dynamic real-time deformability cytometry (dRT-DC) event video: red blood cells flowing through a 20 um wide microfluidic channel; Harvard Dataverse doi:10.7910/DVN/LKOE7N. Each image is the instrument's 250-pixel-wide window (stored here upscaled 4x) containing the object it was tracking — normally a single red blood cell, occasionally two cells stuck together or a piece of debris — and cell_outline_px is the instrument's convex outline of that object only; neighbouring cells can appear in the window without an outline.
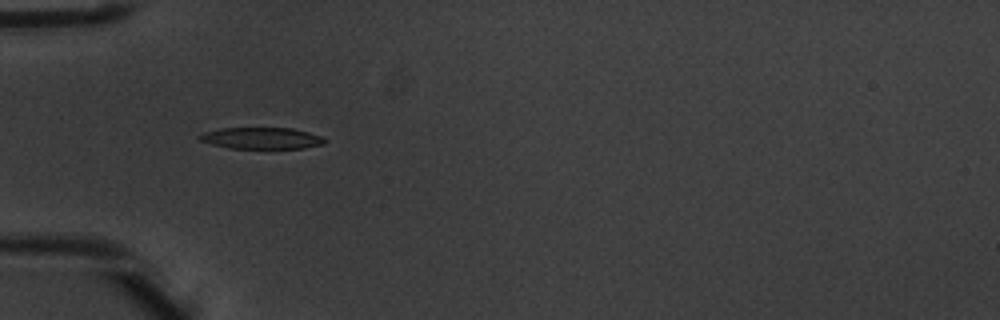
{"species": "common noctule bat (a hibernating species)", "species_latin": "Nyctalus noctula", "temperature_condition": "warm", "stored_images_in_passage": 5, "camera_frame_rate_fps": 3000, "um_per_image_px": 0.085, "animal": {"sex": "male", "body_mass_g": 20.1, "forearm_length_mm": 53.5}, "frame": {"image": 1, "passage_image": 5, "time_ms": 1.333, "image_size_px": [1000, 320], "cell_outline_px": [[324, 144], [304, 148], [228, 148], [212, 144], [200, 140], [196, 136], [204, 132], [220, 128], [292, 128], [308, 132], [320, 136], [324, 140]], "centroid_in_image_um": [22.19, 11.74], "position_along_channel_um": 62.8, "area_um2": 15.55}}